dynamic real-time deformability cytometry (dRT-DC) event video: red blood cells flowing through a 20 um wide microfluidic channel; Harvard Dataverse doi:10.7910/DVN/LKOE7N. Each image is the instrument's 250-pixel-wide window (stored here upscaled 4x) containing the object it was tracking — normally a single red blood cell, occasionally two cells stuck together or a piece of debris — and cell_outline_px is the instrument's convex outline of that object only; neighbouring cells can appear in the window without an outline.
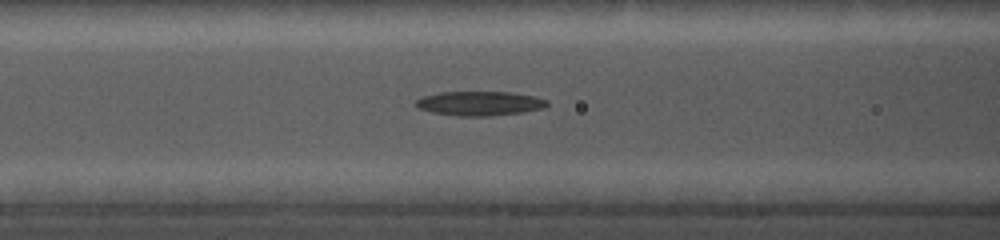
{"species": "common noctule bat (a hibernating species)", "species_latin": "Nyctalus noctula", "temperature_condition": "cold", "stored_images_in_passage": 33, "camera_frame_rate_fps": 5000, "um_per_image_px": 0.085, "animal": {"sex": "female", "body_mass_g": 19.0, "forearm_length_mm": 56.7}, "frame": {"image": 1, "passage_image": 14, "time_ms": 7.0, "image_size_px": [1000, 240], "cell_outline_px": [[548, 104], [544, 108], [524, 112], [492, 116], [456, 116], [432, 112], [420, 108], [416, 104], [416, 100], [424, 96], [440, 92], [512, 92], [536, 96], [548, 100]], "centroid_in_image_um": [40.83, 8.79], "position_along_channel_um": 125.8, "area_um2": 18.67}}
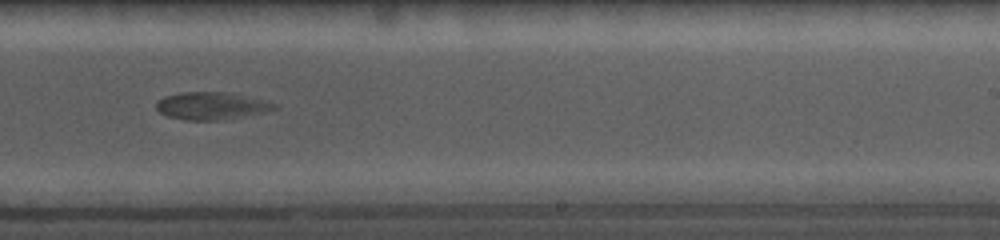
{"frame": {"image": 2, "passage_image": 22, "time_ms": 11.0, "image_size_px": [1000, 240], "cell_outline_px": [[276, 108], [268, 112], [252, 116], [224, 120], [184, 120], [168, 116], [160, 112], [156, 108], [156, 104], [164, 96], [180, 92], [228, 92], [264, 100], [276, 104]], "centroid_in_image_um": [18.02, 9.01], "position_along_channel_um": 271.0, "area_um2": 19.13}}
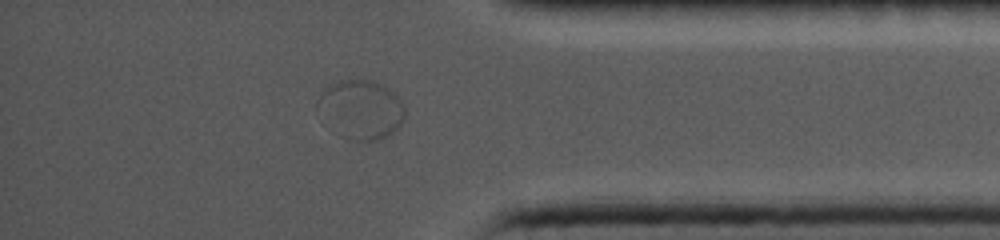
{"frame": {"image": 3, "passage_image": 30, "time_ms": 14.8, "image_size_px": [1000, 240], "cell_outline_px": [[404, 120], [396, 128], [384, 136], [376, 140], [352, 140], [340, 136], [316, 108], [316, 100], [328, 84], [340, 80], [368, 80], [380, 84], [388, 88], [404, 104]], "centroid_in_image_um": [30.65, 9.28], "position_along_channel_um": 404.6, "area_um2": 29.54}}